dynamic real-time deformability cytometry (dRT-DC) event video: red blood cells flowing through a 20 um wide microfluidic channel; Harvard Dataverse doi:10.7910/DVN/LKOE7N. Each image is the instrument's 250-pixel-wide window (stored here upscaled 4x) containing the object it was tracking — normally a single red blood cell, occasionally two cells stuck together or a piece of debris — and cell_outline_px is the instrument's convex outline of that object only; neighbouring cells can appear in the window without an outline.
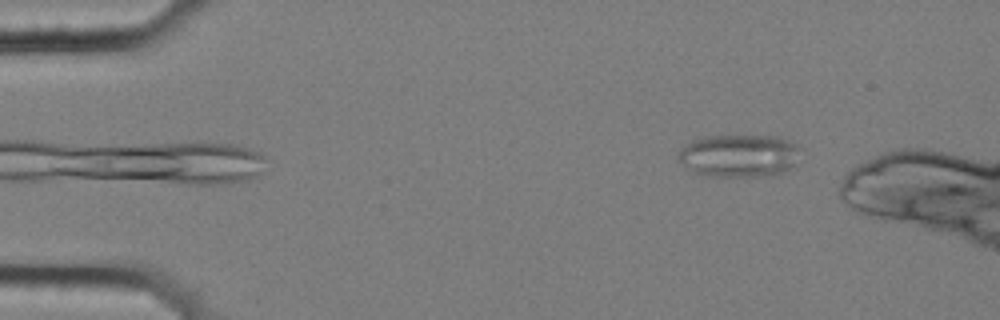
{"species": "common noctule bat (a hibernating species)", "species_latin": "Nyctalus noctula", "temperature_condition": "cold", "stored_images_in_passage": 6, "camera_frame_rate_fps": 3000, "um_per_image_px": 0.085, "animal": {"sex": "female", "body_mass_g": 25.1}, "frame": {"image": 1, "passage_image": 6, "time_ms": 1.667, "image_size_px": [1000, 320], "cell_outline_px": [[804, 148], [796, 168], [780, 172], [756, 176], [712, 176], [696, 172], [688, 168], [676, 160], [676, 156], [692, 140], [704, 136], [776, 136], [796, 144]], "centroid_in_image_um": [62.91, 13.22], "position_along_channel_um": 22.1, "area_um2": 30.58}}